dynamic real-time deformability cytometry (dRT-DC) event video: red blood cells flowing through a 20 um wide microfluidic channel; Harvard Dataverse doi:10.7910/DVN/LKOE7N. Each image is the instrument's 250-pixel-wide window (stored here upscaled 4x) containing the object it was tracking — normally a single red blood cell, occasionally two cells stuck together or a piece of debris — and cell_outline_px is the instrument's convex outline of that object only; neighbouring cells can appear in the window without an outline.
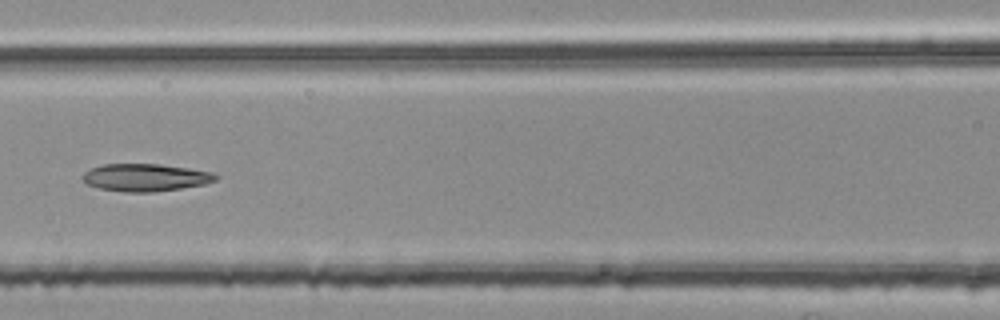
{"species": "common noctule bat (a hibernating species)", "species_latin": "Nyctalus noctula", "temperature_condition": "room temperature", "stored_images_in_passage": 6, "camera_frame_rate_fps": 3000, "um_per_image_px": 0.085, "animal": {"sex": "female", "body_mass_g": 25.1}, "frame": {"image": 1, "passage_image": 6, "time_ms": 1.667, "image_size_px": [1000, 320], "cell_outline_px": [[220, 176], [216, 180], [204, 184], [180, 188], [152, 192], [124, 192], [100, 188], [84, 184], [84, 172], [100, 164], [160, 164], [188, 168], [212, 172]], "centroid_in_image_um": [12.36, 15.08], "position_along_channel_um": 154.2, "area_um2": 21.27}}